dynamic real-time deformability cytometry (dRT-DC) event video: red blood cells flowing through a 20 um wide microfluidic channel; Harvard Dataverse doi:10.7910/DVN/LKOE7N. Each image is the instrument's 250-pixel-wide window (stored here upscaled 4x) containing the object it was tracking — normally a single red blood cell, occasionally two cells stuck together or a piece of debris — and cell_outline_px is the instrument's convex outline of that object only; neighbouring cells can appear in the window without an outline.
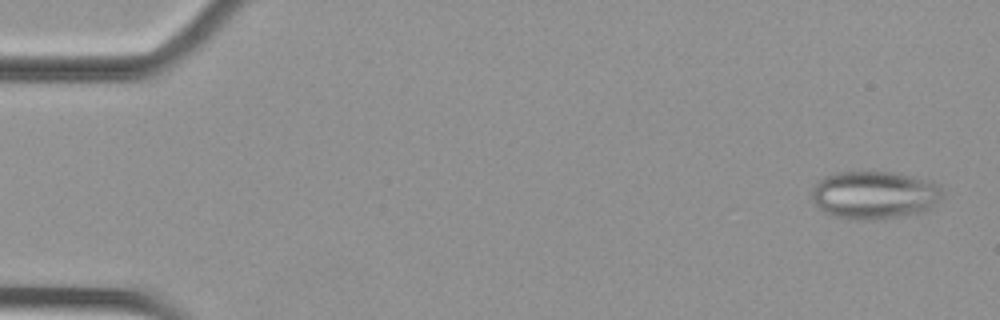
{"species": "Egyptian fruit bat (a non-hibernating species)", "species_latin": "Rousettus aegyptiacus", "temperature_condition": "cold", "stored_images_in_passage": 54, "camera_frame_rate_fps": 3000, "um_per_image_px": 0.085, "animal": {"sex": "female"}, "frame": {"image": 1, "passage_image": 2, "time_ms": 0.333, "image_size_px": [1000, 320], "cell_outline_px": [[944, 196], [940, 200], [924, 212], [904, 216], [880, 220], [852, 220], [836, 216], [824, 212], [812, 200], [812, 188], [824, 176], [836, 172], [896, 172], [932, 180], [940, 184], [944, 192]], "centroid_in_image_um": [74.39, 16.58], "position_along_channel_um": 10.6, "area_um2": 37.22}}
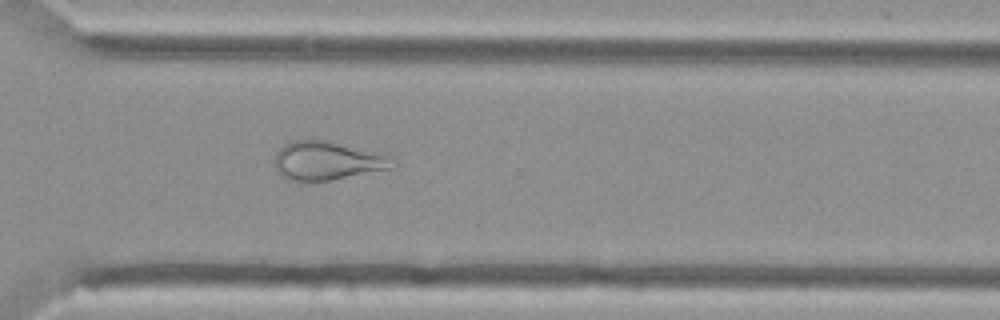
{"frame": {"image": 2, "passage_image": 39, "time_ms": 12.667, "image_size_px": [1000, 320], "cell_outline_px": [[400, 160], [396, 168], [332, 180], [304, 184], [300, 184], [284, 180], [276, 172], [276, 152], [284, 144], [292, 140], [332, 140], [384, 152]], "centroid_in_image_um": [27.92, 13.69], "position_along_channel_um": 342.7, "area_um2": 28.44}}
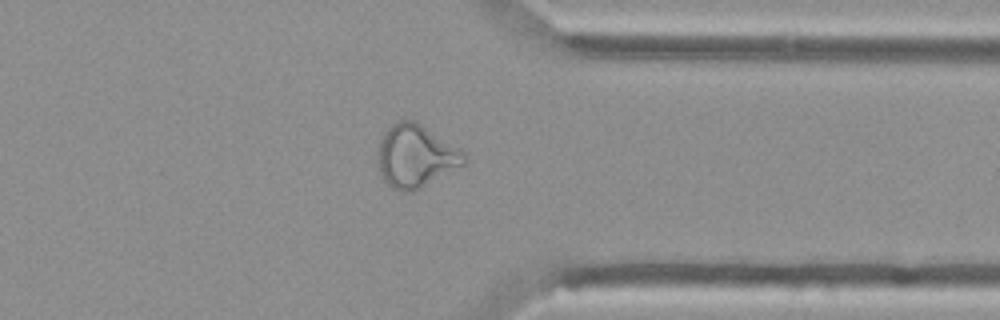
{"frame": {"image": 3, "passage_image": 42, "time_ms": 13.667, "image_size_px": [1000, 320], "cell_outline_px": [[468, 164], [412, 192], [400, 192], [392, 188], [380, 176], [376, 168], [376, 160], [380, 140], [384, 132], [396, 120], [416, 120], [468, 152]], "centroid_in_image_um": [35.37, 13.27], "position_along_channel_um": 376.0, "area_um2": 32.77}}